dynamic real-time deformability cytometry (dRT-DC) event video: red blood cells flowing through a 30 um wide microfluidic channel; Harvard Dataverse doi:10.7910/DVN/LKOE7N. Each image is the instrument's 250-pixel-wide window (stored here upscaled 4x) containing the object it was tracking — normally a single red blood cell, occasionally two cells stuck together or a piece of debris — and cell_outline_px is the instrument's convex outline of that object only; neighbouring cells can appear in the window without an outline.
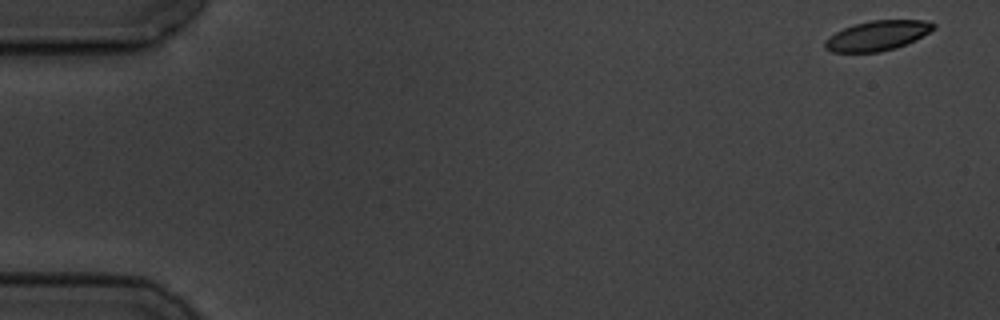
{"species": "common noctule bat (a hibernating species)", "species_latin": "Nyctalus noctula", "temperature_condition": "cold", "stored_images_in_passage": 8, "camera_frame_rate_fps": 3000, "um_per_image_px": 0.085, "animal": {"sex": "male", "body_mass_g": 19.5, "forearm_length_mm": 54.6}, "frame": {"image": 1, "passage_image": 1, "time_ms": 0.0, "image_size_px": [1000, 320], "cell_outline_px": [[936, 28], [896, 48], [880, 52], [832, 52], [824, 48], [824, 40], [836, 32], [844, 28], [856, 24], [872, 20], [924, 20], [936, 24]], "centroid_in_image_um": [74.54, 3.03], "position_along_channel_um": 10.5, "area_um2": 18.61}}
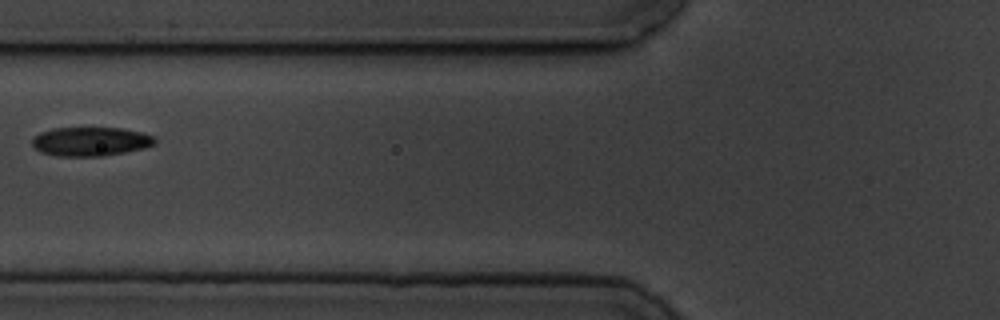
{"frame": {"image": 2, "passage_image": 7, "time_ms": 7.0, "image_size_px": [1000, 320], "cell_outline_px": [[156, 144], [144, 148], [104, 156], [56, 156], [40, 152], [32, 144], [32, 136], [40, 132], [52, 128], [120, 128], [140, 132], [156, 136]], "centroid_in_image_um": [7.69, 12.02], "position_along_channel_um": 118.1, "area_um2": 20.87}}
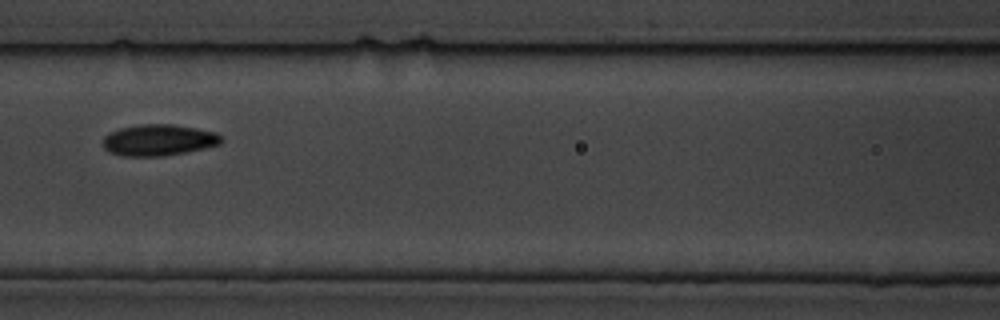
{"frame": {"image": 3, "passage_image": 8, "time_ms": 8.0, "image_size_px": [1000, 320], "cell_outline_px": [[224, 140], [220, 144], [188, 152], [164, 156], [120, 156], [108, 152], [104, 148], [104, 136], [108, 132], [120, 128], [140, 124], [172, 124], [196, 128], [216, 132], [224, 136]], "centroid_in_image_um": [13.5, 11.91], "position_along_channel_um": 153.1, "area_um2": 21.91}}